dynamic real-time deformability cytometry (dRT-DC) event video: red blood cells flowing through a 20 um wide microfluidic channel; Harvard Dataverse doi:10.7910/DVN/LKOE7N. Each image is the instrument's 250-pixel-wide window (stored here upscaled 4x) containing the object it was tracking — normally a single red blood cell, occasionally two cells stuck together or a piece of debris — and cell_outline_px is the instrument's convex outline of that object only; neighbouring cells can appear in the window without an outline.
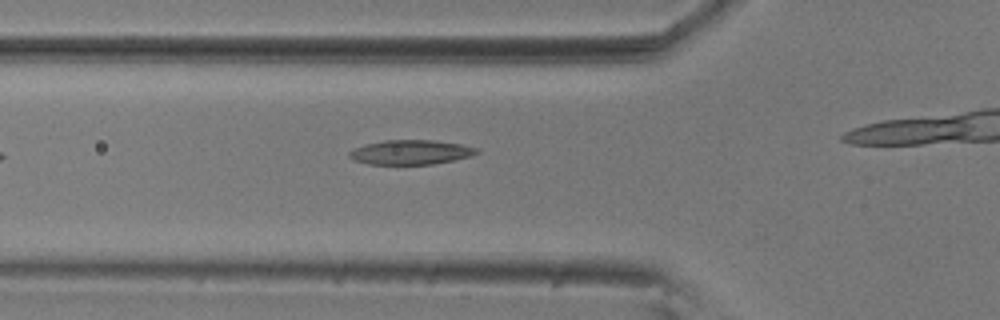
{"species": "common noctule bat (a hibernating species)", "species_latin": "Nyctalus noctula", "temperature_condition": "room temperature", "stored_images_in_passage": 8, "camera_frame_rate_fps": 3000, "um_per_image_px": 0.085, "animal": {"sex": "male", "body_mass_g": 20.5, "forearm_length_mm": 52.5}, "frame": {"image": 1, "passage_image": 3, "time_ms": 0.667, "image_size_px": [1000, 320], "cell_outline_px": [[480, 152], [472, 156], [432, 164], [368, 164], [352, 160], [348, 156], [348, 152], [352, 148], [364, 144], [384, 140], [432, 140], [460, 144], [476, 148]], "centroid_in_image_um": [34.84, 12.94], "position_along_channel_um": 91.0, "area_um2": 18.26}}
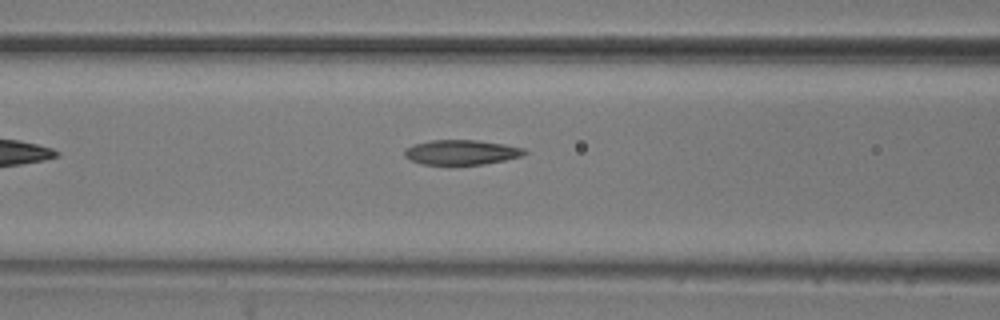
{"frame": {"image": 2, "passage_image": 6, "time_ms": 1.667, "image_size_px": [1000, 320], "cell_outline_px": [[528, 152], [520, 156], [504, 160], [484, 164], [452, 168], [420, 164], [404, 156], [404, 148], [412, 144], [432, 140], [476, 140], [504, 144], [524, 148]], "centroid_in_image_um": [39.14, 12.99], "position_along_channel_um": 127.5, "area_um2": 18.21}}